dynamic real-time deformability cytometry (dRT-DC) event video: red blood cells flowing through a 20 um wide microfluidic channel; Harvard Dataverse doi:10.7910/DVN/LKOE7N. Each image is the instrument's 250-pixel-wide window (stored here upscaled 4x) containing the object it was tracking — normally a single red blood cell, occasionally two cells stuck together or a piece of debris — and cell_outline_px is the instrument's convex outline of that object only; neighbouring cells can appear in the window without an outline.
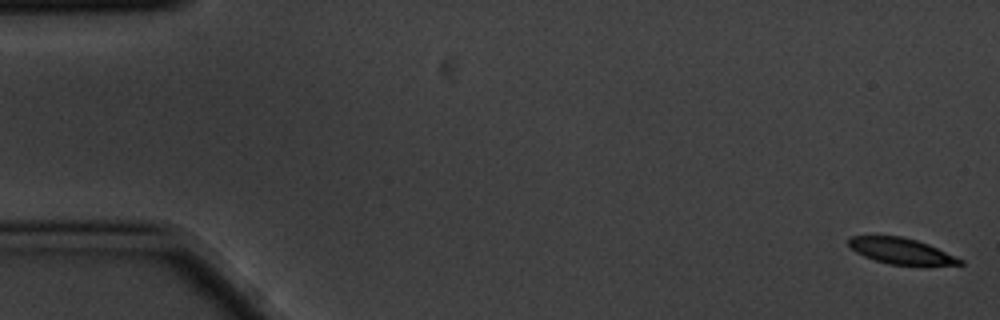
{"species": "common noctule bat (a hibernating species)", "species_latin": "Nyctalus noctula", "temperature_condition": "cold", "stored_images_in_passage": 6, "camera_frame_rate_fps": 3000, "um_per_image_px": 0.085, "animal": {"sex": "male", "body_mass_g": 20.1, "forearm_length_mm": 53.5}, "frame": {"image": 1, "passage_image": 1, "time_ms": 0.0, "image_size_px": [1000, 320], "cell_outline_px": [[964, 264], [888, 264], [864, 256], [856, 252], [848, 244], [848, 236], [900, 236], [916, 240], [928, 244], [964, 260]], "centroid_in_image_um": [76.55, 21.31], "position_along_channel_um": 8.4, "area_um2": 16.36}}